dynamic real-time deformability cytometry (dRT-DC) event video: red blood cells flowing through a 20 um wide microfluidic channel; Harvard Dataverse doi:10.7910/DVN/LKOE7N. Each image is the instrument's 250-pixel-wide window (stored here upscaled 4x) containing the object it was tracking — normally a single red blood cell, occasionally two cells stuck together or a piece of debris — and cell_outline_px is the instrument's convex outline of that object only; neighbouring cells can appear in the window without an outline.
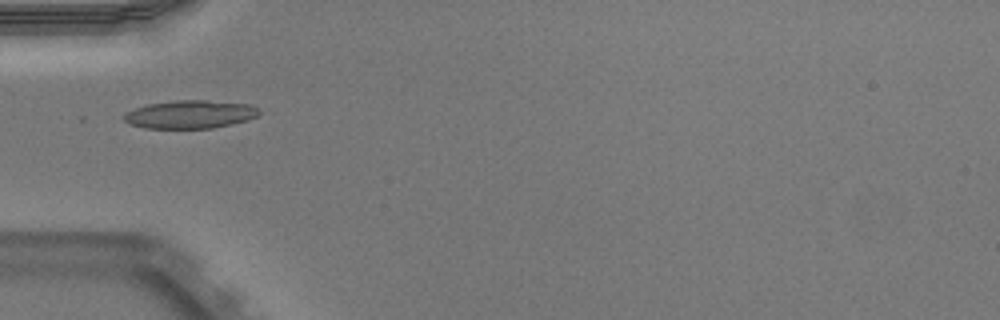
{"species": "Egyptian fruit bat (a non-hibernating species)", "species_latin": "Rousettus aegyptiacus", "temperature_condition": "warm", "stored_images_in_passage": 35, "camera_frame_rate_fps": 3000, "um_per_image_px": 0.085, "animal": {"sex": "male"}, "frame": {"image": 1, "passage_image": 1, "time_ms": 0.0, "image_size_px": [1000, 320], "cell_outline_px": [[260, 112], [256, 116], [248, 120], [212, 128], [144, 128], [128, 124], [124, 120], [124, 112], [148, 104], [176, 100], [204, 100], [248, 104], [256, 108]], "centroid_in_image_um": [16.11, 9.72], "position_along_channel_um": 68.9, "area_um2": 22.02}}
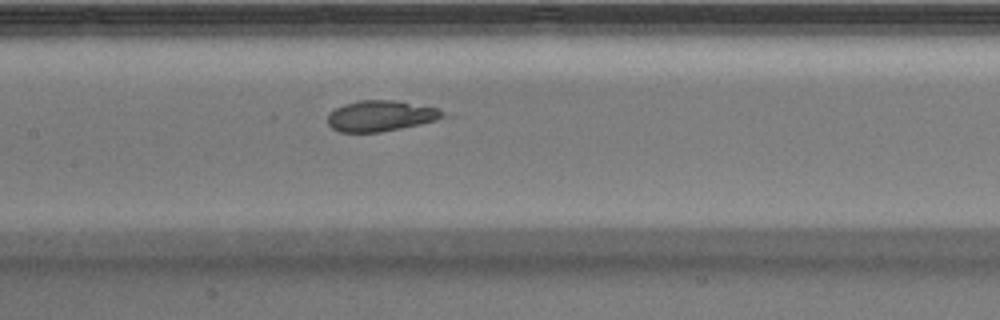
{"frame": {"image": 2, "passage_image": 9, "time_ms": 2.667, "image_size_px": [1000, 320], "cell_outline_px": [[456, 116], [420, 124], [380, 132], [340, 132], [332, 128], [328, 124], [328, 112], [344, 104], [356, 100], [392, 100], [436, 108]], "centroid_in_image_um": [32.42, 9.85], "position_along_channel_um": 175.0, "area_um2": 20.92}}
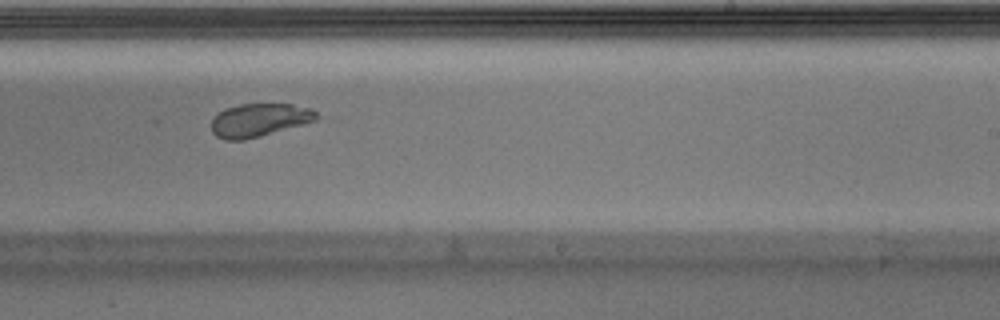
{"frame": {"image": 3, "passage_image": 16, "time_ms": 5.0, "image_size_px": [1000, 320], "cell_outline_px": [[320, 116], [316, 120], [260, 136], [244, 140], [224, 140], [216, 136], [212, 132], [212, 116], [216, 112], [224, 108], [240, 104], [292, 104], [312, 108]], "centroid_in_image_um": [21.99, 10.19], "position_along_channel_um": 267.0, "area_um2": 20.46}}